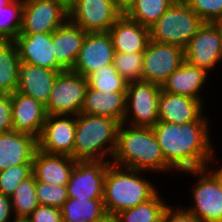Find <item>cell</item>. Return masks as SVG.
Listing matches in <instances>:
<instances>
[{"label": "cell", "instance_id": "8d00e7d4", "mask_svg": "<svg viewBox=\"0 0 222 222\" xmlns=\"http://www.w3.org/2000/svg\"><path fill=\"white\" fill-rule=\"evenodd\" d=\"M29 218L31 222H63L61 209L46 205L37 206Z\"/></svg>", "mask_w": 222, "mask_h": 222}, {"label": "cell", "instance_id": "52a82bcc", "mask_svg": "<svg viewBox=\"0 0 222 222\" xmlns=\"http://www.w3.org/2000/svg\"><path fill=\"white\" fill-rule=\"evenodd\" d=\"M88 87L87 78L65 70L58 74L47 105V115H74L77 116L83 107Z\"/></svg>", "mask_w": 222, "mask_h": 222}, {"label": "cell", "instance_id": "4fadbf2b", "mask_svg": "<svg viewBox=\"0 0 222 222\" xmlns=\"http://www.w3.org/2000/svg\"><path fill=\"white\" fill-rule=\"evenodd\" d=\"M108 161H76L67 183L68 198L103 199Z\"/></svg>", "mask_w": 222, "mask_h": 222}, {"label": "cell", "instance_id": "4dcf8cb0", "mask_svg": "<svg viewBox=\"0 0 222 222\" xmlns=\"http://www.w3.org/2000/svg\"><path fill=\"white\" fill-rule=\"evenodd\" d=\"M24 0H12L0 9V40L14 41L20 32Z\"/></svg>", "mask_w": 222, "mask_h": 222}, {"label": "cell", "instance_id": "f6af8a7d", "mask_svg": "<svg viewBox=\"0 0 222 222\" xmlns=\"http://www.w3.org/2000/svg\"><path fill=\"white\" fill-rule=\"evenodd\" d=\"M12 0H0V9L9 4Z\"/></svg>", "mask_w": 222, "mask_h": 222}, {"label": "cell", "instance_id": "44dd1931", "mask_svg": "<svg viewBox=\"0 0 222 222\" xmlns=\"http://www.w3.org/2000/svg\"><path fill=\"white\" fill-rule=\"evenodd\" d=\"M115 52L143 53L150 40L149 28L122 14L108 31Z\"/></svg>", "mask_w": 222, "mask_h": 222}, {"label": "cell", "instance_id": "3957f363", "mask_svg": "<svg viewBox=\"0 0 222 222\" xmlns=\"http://www.w3.org/2000/svg\"><path fill=\"white\" fill-rule=\"evenodd\" d=\"M143 172L109 162L103 193L108 217H115L119 212L132 209L158 192L154 183L142 178Z\"/></svg>", "mask_w": 222, "mask_h": 222}, {"label": "cell", "instance_id": "cb8c5ba5", "mask_svg": "<svg viewBox=\"0 0 222 222\" xmlns=\"http://www.w3.org/2000/svg\"><path fill=\"white\" fill-rule=\"evenodd\" d=\"M126 109V91L101 92L89 85L81 113L109 117L123 122Z\"/></svg>", "mask_w": 222, "mask_h": 222}, {"label": "cell", "instance_id": "1f68e13d", "mask_svg": "<svg viewBox=\"0 0 222 222\" xmlns=\"http://www.w3.org/2000/svg\"><path fill=\"white\" fill-rule=\"evenodd\" d=\"M92 89L105 91H126L128 82L117 72L113 64L103 65L87 77Z\"/></svg>", "mask_w": 222, "mask_h": 222}, {"label": "cell", "instance_id": "f546056e", "mask_svg": "<svg viewBox=\"0 0 222 222\" xmlns=\"http://www.w3.org/2000/svg\"><path fill=\"white\" fill-rule=\"evenodd\" d=\"M10 199L15 217H29L40 205L36 195L34 175L20 182Z\"/></svg>", "mask_w": 222, "mask_h": 222}, {"label": "cell", "instance_id": "7402d4cb", "mask_svg": "<svg viewBox=\"0 0 222 222\" xmlns=\"http://www.w3.org/2000/svg\"><path fill=\"white\" fill-rule=\"evenodd\" d=\"M76 161L72 157L49 154L37 148L33 156V175L37 181L67 186Z\"/></svg>", "mask_w": 222, "mask_h": 222}, {"label": "cell", "instance_id": "83f0119b", "mask_svg": "<svg viewBox=\"0 0 222 222\" xmlns=\"http://www.w3.org/2000/svg\"><path fill=\"white\" fill-rule=\"evenodd\" d=\"M166 198L159 195V191L146 202L122 212L114 218L117 222H163L166 208Z\"/></svg>", "mask_w": 222, "mask_h": 222}, {"label": "cell", "instance_id": "4316f807", "mask_svg": "<svg viewBox=\"0 0 222 222\" xmlns=\"http://www.w3.org/2000/svg\"><path fill=\"white\" fill-rule=\"evenodd\" d=\"M20 62L15 42L0 41V94L17 91Z\"/></svg>", "mask_w": 222, "mask_h": 222}, {"label": "cell", "instance_id": "e575fe53", "mask_svg": "<svg viewBox=\"0 0 222 222\" xmlns=\"http://www.w3.org/2000/svg\"><path fill=\"white\" fill-rule=\"evenodd\" d=\"M35 190L40 205L61 208L69 199L67 186L51 185L35 179Z\"/></svg>", "mask_w": 222, "mask_h": 222}, {"label": "cell", "instance_id": "5bb4252c", "mask_svg": "<svg viewBox=\"0 0 222 222\" xmlns=\"http://www.w3.org/2000/svg\"><path fill=\"white\" fill-rule=\"evenodd\" d=\"M76 116L47 115L43 130L37 139L38 149L71 157L75 144Z\"/></svg>", "mask_w": 222, "mask_h": 222}, {"label": "cell", "instance_id": "7c38bea8", "mask_svg": "<svg viewBox=\"0 0 222 222\" xmlns=\"http://www.w3.org/2000/svg\"><path fill=\"white\" fill-rule=\"evenodd\" d=\"M185 61L209 73L222 62V34L215 23L204 22L184 48Z\"/></svg>", "mask_w": 222, "mask_h": 222}, {"label": "cell", "instance_id": "bcb514c9", "mask_svg": "<svg viewBox=\"0 0 222 222\" xmlns=\"http://www.w3.org/2000/svg\"><path fill=\"white\" fill-rule=\"evenodd\" d=\"M215 24L217 25V27L220 29L221 34H222V18L218 19Z\"/></svg>", "mask_w": 222, "mask_h": 222}, {"label": "cell", "instance_id": "7bdbcfd3", "mask_svg": "<svg viewBox=\"0 0 222 222\" xmlns=\"http://www.w3.org/2000/svg\"><path fill=\"white\" fill-rule=\"evenodd\" d=\"M10 222H31L29 217H13Z\"/></svg>", "mask_w": 222, "mask_h": 222}, {"label": "cell", "instance_id": "ee69618b", "mask_svg": "<svg viewBox=\"0 0 222 222\" xmlns=\"http://www.w3.org/2000/svg\"><path fill=\"white\" fill-rule=\"evenodd\" d=\"M56 1L61 2L67 8H69L74 2V0H56Z\"/></svg>", "mask_w": 222, "mask_h": 222}, {"label": "cell", "instance_id": "6da1fadb", "mask_svg": "<svg viewBox=\"0 0 222 222\" xmlns=\"http://www.w3.org/2000/svg\"><path fill=\"white\" fill-rule=\"evenodd\" d=\"M209 124L210 121H158L152 127L165 161L175 172L206 168L215 152Z\"/></svg>", "mask_w": 222, "mask_h": 222}, {"label": "cell", "instance_id": "d4e9b609", "mask_svg": "<svg viewBox=\"0 0 222 222\" xmlns=\"http://www.w3.org/2000/svg\"><path fill=\"white\" fill-rule=\"evenodd\" d=\"M208 76L209 73L204 69L192 66L185 61L166 79L161 86V90L203 100L200 91L203 90L206 80L210 78Z\"/></svg>", "mask_w": 222, "mask_h": 222}, {"label": "cell", "instance_id": "b9f144b4", "mask_svg": "<svg viewBox=\"0 0 222 222\" xmlns=\"http://www.w3.org/2000/svg\"><path fill=\"white\" fill-rule=\"evenodd\" d=\"M112 3L124 14L133 4L134 0H111Z\"/></svg>", "mask_w": 222, "mask_h": 222}, {"label": "cell", "instance_id": "e0dca14e", "mask_svg": "<svg viewBox=\"0 0 222 222\" xmlns=\"http://www.w3.org/2000/svg\"><path fill=\"white\" fill-rule=\"evenodd\" d=\"M21 62L65 71L54 56L52 33L18 34L14 40Z\"/></svg>", "mask_w": 222, "mask_h": 222}, {"label": "cell", "instance_id": "f1b7e54d", "mask_svg": "<svg viewBox=\"0 0 222 222\" xmlns=\"http://www.w3.org/2000/svg\"><path fill=\"white\" fill-rule=\"evenodd\" d=\"M175 0H134L124 13L128 18L150 28Z\"/></svg>", "mask_w": 222, "mask_h": 222}, {"label": "cell", "instance_id": "9a60e30c", "mask_svg": "<svg viewBox=\"0 0 222 222\" xmlns=\"http://www.w3.org/2000/svg\"><path fill=\"white\" fill-rule=\"evenodd\" d=\"M114 54L115 50L108 32L87 33L72 71L87 78L97 68L113 64Z\"/></svg>", "mask_w": 222, "mask_h": 222}, {"label": "cell", "instance_id": "7a4b0ae2", "mask_svg": "<svg viewBox=\"0 0 222 222\" xmlns=\"http://www.w3.org/2000/svg\"><path fill=\"white\" fill-rule=\"evenodd\" d=\"M111 162L150 174L174 171L165 161L152 128L127 127L124 123L119 126L117 146Z\"/></svg>", "mask_w": 222, "mask_h": 222}, {"label": "cell", "instance_id": "d590c367", "mask_svg": "<svg viewBox=\"0 0 222 222\" xmlns=\"http://www.w3.org/2000/svg\"><path fill=\"white\" fill-rule=\"evenodd\" d=\"M204 21L215 23L222 18V0H184Z\"/></svg>", "mask_w": 222, "mask_h": 222}, {"label": "cell", "instance_id": "30bf717a", "mask_svg": "<svg viewBox=\"0 0 222 222\" xmlns=\"http://www.w3.org/2000/svg\"><path fill=\"white\" fill-rule=\"evenodd\" d=\"M123 13L111 0H74L68 20L87 33L108 32Z\"/></svg>", "mask_w": 222, "mask_h": 222}, {"label": "cell", "instance_id": "603a6c76", "mask_svg": "<svg viewBox=\"0 0 222 222\" xmlns=\"http://www.w3.org/2000/svg\"><path fill=\"white\" fill-rule=\"evenodd\" d=\"M87 32L67 20L52 33L56 62L64 70H72Z\"/></svg>", "mask_w": 222, "mask_h": 222}, {"label": "cell", "instance_id": "5b68a950", "mask_svg": "<svg viewBox=\"0 0 222 222\" xmlns=\"http://www.w3.org/2000/svg\"><path fill=\"white\" fill-rule=\"evenodd\" d=\"M203 23L184 0H175L149 28L150 40L177 45L184 49Z\"/></svg>", "mask_w": 222, "mask_h": 222}, {"label": "cell", "instance_id": "9c48e42d", "mask_svg": "<svg viewBox=\"0 0 222 222\" xmlns=\"http://www.w3.org/2000/svg\"><path fill=\"white\" fill-rule=\"evenodd\" d=\"M68 20V8L56 0H24L19 34L53 33Z\"/></svg>", "mask_w": 222, "mask_h": 222}, {"label": "cell", "instance_id": "2e32d148", "mask_svg": "<svg viewBox=\"0 0 222 222\" xmlns=\"http://www.w3.org/2000/svg\"><path fill=\"white\" fill-rule=\"evenodd\" d=\"M204 100H198L184 95L171 94L165 91L158 96V121L184 124L193 121H208L205 118Z\"/></svg>", "mask_w": 222, "mask_h": 222}, {"label": "cell", "instance_id": "ba28073f", "mask_svg": "<svg viewBox=\"0 0 222 222\" xmlns=\"http://www.w3.org/2000/svg\"><path fill=\"white\" fill-rule=\"evenodd\" d=\"M198 177L192 188L193 206L185 209L200 222H222V187L216 177L207 169L184 171Z\"/></svg>", "mask_w": 222, "mask_h": 222}, {"label": "cell", "instance_id": "484cf974", "mask_svg": "<svg viewBox=\"0 0 222 222\" xmlns=\"http://www.w3.org/2000/svg\"><path fill=\"white\" fill-rule=\"evenodd\" d=\"M60 209L63 222H103L108 217L103 199L69 198Z\"/></svg>", "mask_w": 222, "mask_h": 222}, {"label": "cell", "instance_id": "8992f818", "mask_svg": "<svg viewBox=\"0 0 222 222\" xmlns=\"http://www.w3.org/2000/svg\"><path fill=\"white\" fill-rule=\"evenodd\" d=\"M161 86L140 80L130 82L126 90V109L123 122L134 127L152 128L159 119L158 96Z\"/></svg>", "mask_w": 222, "mask_h": 222}, {"label": "cell", "instance_id": "60d3db41", "mask_svg": "<svg viewBox=\"0 0 222 222\" xmlns=\"http://www.w3.org/2000/svg\"><path fill=\"white\" fill-rule=\"evenodd\" d=\"M216 157H217L216 153L213 152V155L211 156V158H210L206 168L216 177V179L219 181V183H220V185L222 187V166L220 165V168L218 166H215L217 169L215 167H212V166H214L212 164H215V162L217 161ZM212 169H214V170H212Z\"/></svg>", "mask_w": 222, "mask_h": 222}, {"label": "cell", "instance_id": "d6a6232c", "mask_svg": "<svg viewBox=\"0 0 222 222\" xmlns=\"http://www.w3.org/2000/svg\"><path fill=\"white\" fill-rule=\"evenodd\" d=\"M113 65L128 83L143 80V53L115 52Z\"/></svg>", "mask_w": 222, "mask_h": 222}, {"label": "cell", "instance_id": "7dc6e473", "mask_svg": "<svg viewBox=\"0 0 222 222\" xmlns=\"http://www.w3.org/2000/svg\"><path fill=\"white\" fill-rule=\"evenodd\" d=\"M103 222H117L114 217H107Z\"/></svg>", "mask_w": 222, "mask_h": 222}, {"label": "cell", "instance_id": "74e56055", "mask_svg": "<svg viewBox=\"0 0 222 222\" xmlns=\"http://www.w3.org/2000/svg\"><path fill=\"white\" fill-rule=\"evenodd\" d=\"M13 130L12 94H0V133Z\"/></svg>", "mask_w": 222, "mask_h": 222}, {"label": "cell", "instance_id": "8fae6325", "mask_svg": "<svg viewBox=\"0 0 222 222\" xmlns=\"http://www.w3.org/2000/svg\"><path fill=\"white\" fill-rule=\"evenodd\" d=\"M184 62L182 47L149 40L143 52V80L162 86Z\"/></svg>", "mask_w": 222, "mask_h": 222}, {"label": "cell", "instance_id": "f35d334b", "mask_svg": "<svg viewBox=\"0 0 222 222\" xmlns=\"http://www.w3.org/2000/svg\"><path fill=\"white\" fill-rule=\"evenodd\" d=\"M168 206L165 210L163 222H200L197 218L184 207Z\"/></svg>", "mask_w": 222, "mask_h": 222}, {"label": "cell", "instance_id": "836d02e7", "mask_svg": "<svg viewBox=\"0 0 222 222\" xmlns=\"http://www.w3.org/2000/svg\"><path fill=\"white\" fill-rule=\"evenodd\" d=\"M33 175V164H21L0 171V193L11 197L20 182Z\"/></svg>", "mask_w": 222, "mask_h": 222}, {"label": "cell", "instance_id": "ab89813d", "mask_svg": "<svg viewBox=\"0 0 222 222\" xmlns=\"http://www.w3.org/2000/svg\"><path fill=\"white\" fill-rule=\"evenodd\" d=\"M12 217H14V213L11 199L0 193V222L11 221Z\"/></svg>", "mask_w": 222, "mask_h": 222}, {"label": "cell", "instance_id": "277c9868", "mask_svg": "<svg viewBox=\"0 0 222 222\" xmlns=\"http://www.w3.org/2000/svg\"><path fill=\"white\" fill-rule=\"evenodd\" d=\"M120 124L109 117L80 112L76 116L75 144L71 157L77 161L111 162L117 146Z\"/></svg>", "mask_w": 222, "mask_h": 222}, {"label": "cell", "instance_id": "ffe728a7", "mask_svg": "<svg viewBox=\"0 0 222 222\" xmlns=\"http://www.w3.org/2000/svg\"><path fill=\"white\" fill-rule=\"evenodd\" d=\"M62 71L20 62L17 91L47 105L51 90L58 74Z\"/></svg>", "mask_w": 222, "mask_h": 222}, {"label": "cell", "instance_id": "d6986e66", "mask_svg": "<svg viewBox=\"0 0 222 222\" xmlns=\"http://www.w3.org/2000/svg\"><path fill=\"white\" fill-rule=\"evenodd\" d=\"M37 138L10 130L0 133V171L21 164H33Z\"/></svg>", "mask_w": 222, "mask_h": 222}, {"label": "cell", "instance_id": "ac0fdd59", "mask_svg": "<svg viewBox=\"0 0 222 222\" xmlns=\"http://www.w3.org/2000/svg\"><path fill=\"white\" fill-rule=\"evenodd\" d=\"M45 106L33 97L15 91L12 94L13 130L39 138L46 119Z\"/></svg>", "mask_w": 222, "mask_h": 222}]
</instances>
